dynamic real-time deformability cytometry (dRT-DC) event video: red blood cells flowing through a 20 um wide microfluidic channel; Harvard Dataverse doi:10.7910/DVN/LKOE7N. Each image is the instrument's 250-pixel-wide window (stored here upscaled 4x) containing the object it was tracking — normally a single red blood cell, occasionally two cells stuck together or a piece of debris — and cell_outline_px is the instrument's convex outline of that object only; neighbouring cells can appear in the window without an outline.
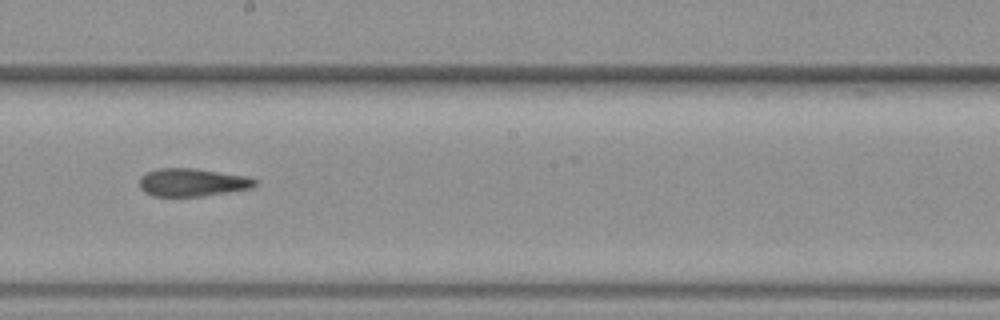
{"species": "common noctule bat (a hibernating species)", "species_latin": "Nyctalus noctula", "temperature_condition": "warm", "stored_images_in_passage": 9, "camera_frame_rate_fps": 3000, "um_per_image_px": 0.085, "animal": {"sex": "female", "body_mass_g": 19.3, "forearm_length_mm": 54.1}, "frame": {"image": 1, "passage_image": 9, "time_ms": 10.333, "image_size_px": [1000, 320], "cell_outline_px": [[256, 184], [252, 188], [204, 196], [152, 196], [144, 192], [140, 188], [140, 176], [144, 172], [160, 168], [196, 168], [248, 176], [256, 180]], "centroid_in_image_um": [16.33, 15.49], "position_along_channel_um": 231.9, "area_um2": 19.02}}